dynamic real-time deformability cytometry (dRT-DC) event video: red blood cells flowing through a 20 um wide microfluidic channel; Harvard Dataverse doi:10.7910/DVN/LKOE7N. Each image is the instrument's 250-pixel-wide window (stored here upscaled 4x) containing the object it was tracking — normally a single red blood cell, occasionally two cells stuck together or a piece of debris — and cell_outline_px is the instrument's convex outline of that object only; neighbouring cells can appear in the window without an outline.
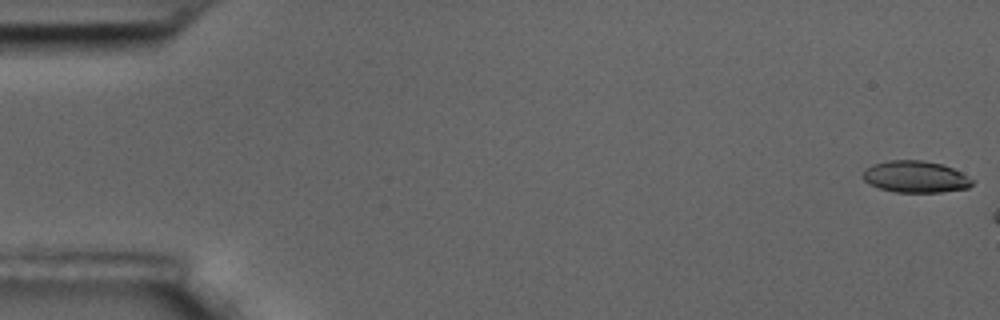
{"species": "common noctule bat (a hibernating species)", "species_latin": "Nyctalus noctula", "temperature_condition": "room temperature", "stored_images_in_passage": 10, "camera_frame_rate_fps": 3000, "um_per_image_px": 0.085, "animal": {"sex": "male", "body_mass_g": 17.5, "forearm_length_mm": 52.3}, "frame": {"image": 1, "passage_image": 1, "time_ms": 0.0, "image_size_px": [1000, 320], "cell_outline_px": [[976, 180], [968, 188], [940, 192], [896, 192], [880, 188], [868, 184], [864, 180], [864, 168], [872, 164], [888, 160], [924, 160], [940, 164], [952, 168]], "centroid_in_image_um": [77.81, 15.02], "position_along_channel_um": 7.2, "area_um2": 20.23}}